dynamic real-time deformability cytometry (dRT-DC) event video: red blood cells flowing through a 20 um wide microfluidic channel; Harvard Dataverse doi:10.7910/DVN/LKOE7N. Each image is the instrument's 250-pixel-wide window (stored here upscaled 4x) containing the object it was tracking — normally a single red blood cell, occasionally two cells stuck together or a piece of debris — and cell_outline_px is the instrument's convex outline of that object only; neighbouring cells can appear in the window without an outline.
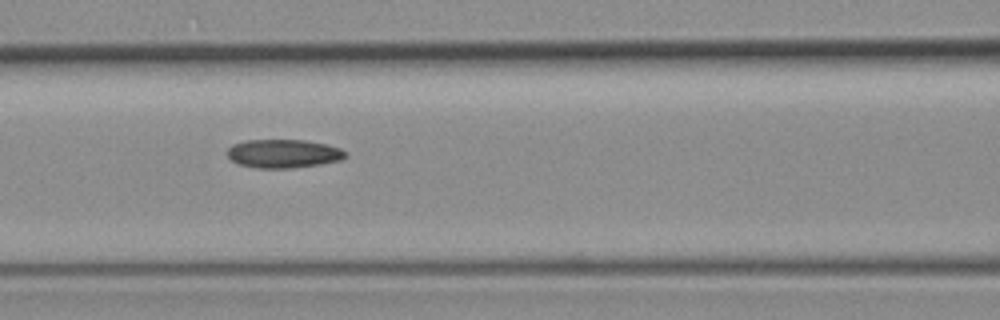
{"species": "common noctule bat (a hibernating species)", "species_latin": "Nyctalus noctula", "temperature_condition": "room temperature", "stored_images_in_passage": 3, "camera_frame_rate_fps": 3000, "um_per_image_px": 0.085, "animal": {"sex": "female", "body_mass_g": 19.3, "forearm_length_mm": 54.1}, "frame": {"image": 1, "passage_image": 3, "time_ms": 2.667, "image_size_px": [1000, 320], "cell_outline_px": [[348, 156], [344, 160], [320, 164], [292, 168], [256, 168], [240, 164], [232, 160], [228, 156], [228, 148], [232, 144], [244, 140], [304, 140], [324, 144], [340, 148], [348, 152]], "centroid_in_image_um": [24.13, 13.06], "position_along_channel_um": 142.5, "area_um2": 19.77}}